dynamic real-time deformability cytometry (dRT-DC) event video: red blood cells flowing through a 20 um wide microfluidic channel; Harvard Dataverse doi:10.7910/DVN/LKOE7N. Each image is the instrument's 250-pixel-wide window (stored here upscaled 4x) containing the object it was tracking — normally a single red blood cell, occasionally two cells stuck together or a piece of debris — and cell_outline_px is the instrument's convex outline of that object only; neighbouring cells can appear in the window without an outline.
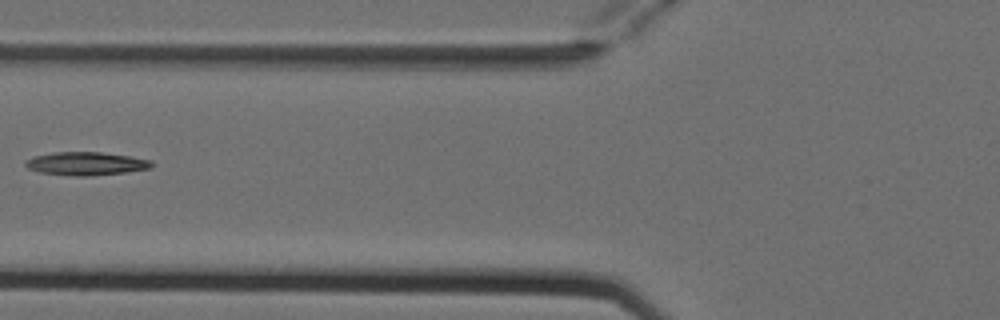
{"species": "Egyptian fruit bat (a non-hibernating species)", "species_latin": "Rousettus aegyptiacus", "temperature_condition": "cold", "stored_images_in_passage": 7, "camera_frame_rate_fps": 3000, "um_per_image_px": 0.085, "animal": {"sex": "female"}, "frame": {"image": 1, "passage_image": 7, "time_ms": 2.0, "image_size_px": [1000, 320], "cell_outline_px": [[152, 168], [124, 172], [88, 176], [76, 176], [40, 172], [28, 168], [24, 164], [24, 160], [32, 156], [56, 152], [104, 152], [152, 160]], "centroid_in_image_um": [7.29, 13.9], "position_along_channel_um": 118.5, "area_um2": 17.05}}